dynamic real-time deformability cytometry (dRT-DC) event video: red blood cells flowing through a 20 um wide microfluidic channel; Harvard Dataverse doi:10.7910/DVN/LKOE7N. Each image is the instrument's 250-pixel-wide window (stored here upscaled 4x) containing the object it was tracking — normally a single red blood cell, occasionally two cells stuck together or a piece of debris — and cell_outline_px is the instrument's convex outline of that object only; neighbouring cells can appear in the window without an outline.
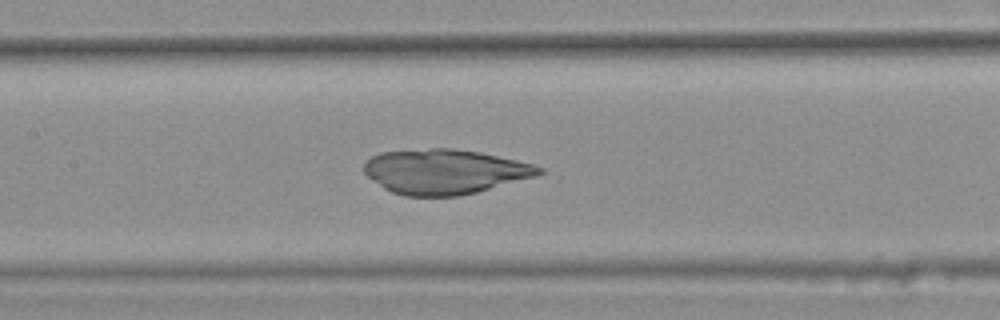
{"species": "common noctule bat (a hibernating species)", "species_latin": "Nyctalus noctula", "temperature_condition": "warm", "stored_images_in_passage": 31, "camera_frame_rate_fps": 3000, "um_per_image_px": 0.085, "animal": {"sex": "female", "body_mass_g": 25.1}, "frame": {"image": 1, "passage_image": 12, "time_ms": 3.667, "image_size_px": [1000, 320], "cell_outline_px": [[544, 172], [536, 176], [476, 192], [460, 196], [404, 196], [392, 192], [384, 188], [368, 176], [364, 172], [364, 164], [372, 156], [380, 152], [428, 148], [452, 148], [480, 152], [536, 164], [544, 168]], "centroid_in_image_um": [37.82, 14.58], "position_along_channel_um": 169.6, "area_um2": 45.72}}
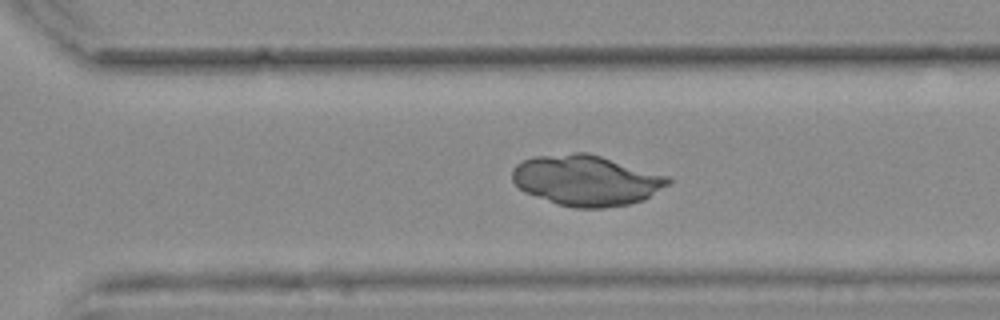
{"frame": {"image": 2, "passage_image": 24, "time_ms": 7.667, "image_size_px": [1000, 320], "cell_outline_px": [[672, 184], [644, 200], [628, 204], [604, 208], [572, 208], [556, 204], [524, 192], [512, 180], [512, 168], [520, 160], [536, 156], [572, 152], [588, 152], [668, 176], [672, 180]], "centroid_in_image_um": [49.83, 15.33], "position_along_channel_um": 320.8, "area_um2": 46.41}}
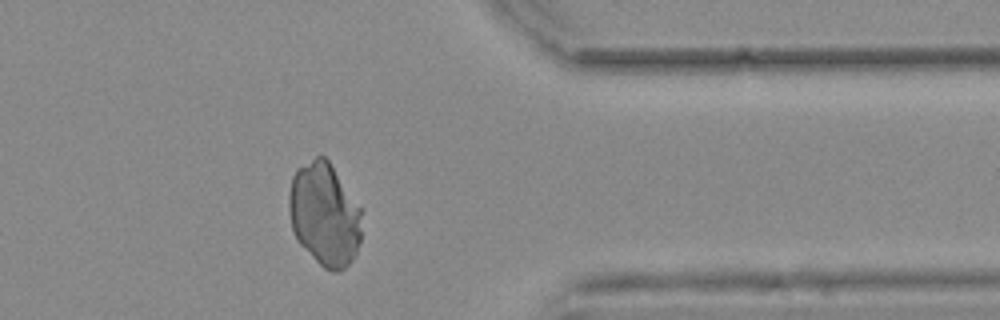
{"frame": {"image": 3, "passage_image": 30, "time_ms": 9.667, "image_size_px": [1000, 320], "cell_outline_px": [[364, 208], [360, 240], [356, 252], [352, 260], [340, 272], [332, 272], [324, 268], [296, 240], [292, 228], [288, 208], [288, 196], [292, 176], [296, 168], [316, 156], [324, 156], [328, 160]], "centroid_in_image_um": [27.61, 18.2], "position_along_channel_um": 383.8, "area_um2": 44.62}}